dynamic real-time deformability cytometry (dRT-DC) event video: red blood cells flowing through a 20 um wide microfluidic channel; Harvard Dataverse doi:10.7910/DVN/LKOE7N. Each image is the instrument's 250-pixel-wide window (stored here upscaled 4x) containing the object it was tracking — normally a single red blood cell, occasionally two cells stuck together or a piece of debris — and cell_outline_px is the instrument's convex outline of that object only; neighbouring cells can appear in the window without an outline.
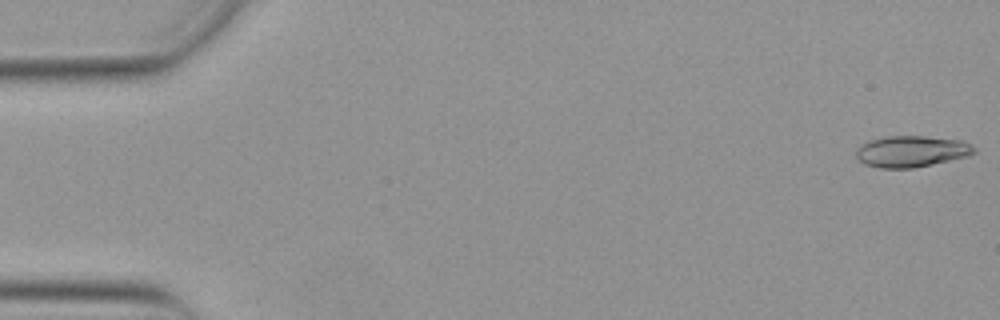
{"species": "Egyptian fruit bat (a non-hibernating species)", "species_latin": "Rousettus aegyptiacus", "temperature_condition": "warm", "stored_images_in_passage": 32, "camera_frame_rate_fps": 3000, "um_per_image_px": 0.085, "animal": {"sex": "female"}, "frame": {"image": 1, "passage_image": 1, "time_ms": 0.0, "image_size_px": [1000, 320], "cell_outline_px": [[976, 152], [968, 156], [932, 164], [912, 168], [880, 168], [864, 164], [856, 156], [856, 148], [868, 140], [884, 136], [924, 136], [960, 140], [972, 144], [976, 148]], "centroid_in_image_um": [77.47, 12.86], "position_along_channel_um": 7.5, "area_um2": 21.62}}
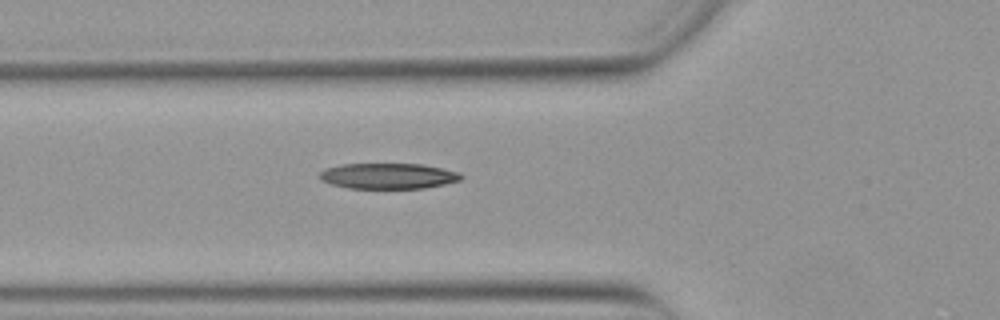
{"frame": {"image": 2, "passage_image": 19, "time_ms": 6.0, "image_size_px": [1000, 320], "cell_outline_px": [[464, 176], [460, 180], [444, 184], [424, 188], [348, 188], [332, 184], [320, 180], [320, 172], [324, 168], [340, 164], [424, 164], [460, 172]], "centroid_in_image_um": [33.0, 14.95], "position_along_channel_um": 92.8, "area_um2": 21.21}}
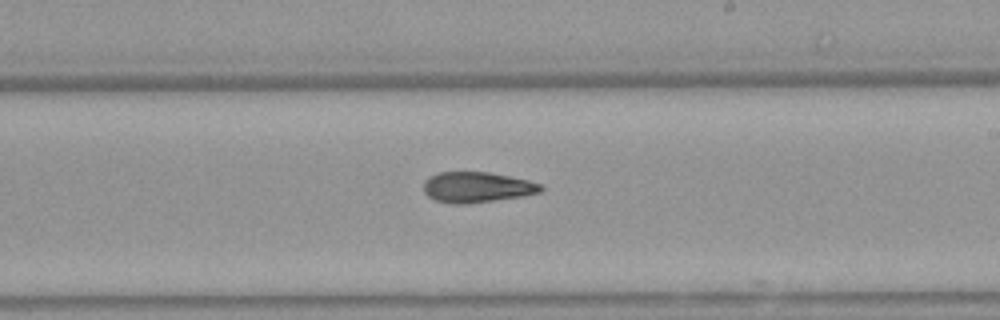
{"frame": {"image": 3, "passage_image": 31, "time_ms": 10.0, "image_size_px": [1000, 320], "cell_outline_px": [[544, 188], [540, 192], [524, 196], [464, 204], [452, 204], [432, 200], [424, 192], [424, 180], [428, 176], [440, 172], [488, 172], [528, 180], [540, 184]], "centroid_in_image_um": [40.5, 15.92], "position_along_channel_um": 248.5, "area_um2": 20.92}}